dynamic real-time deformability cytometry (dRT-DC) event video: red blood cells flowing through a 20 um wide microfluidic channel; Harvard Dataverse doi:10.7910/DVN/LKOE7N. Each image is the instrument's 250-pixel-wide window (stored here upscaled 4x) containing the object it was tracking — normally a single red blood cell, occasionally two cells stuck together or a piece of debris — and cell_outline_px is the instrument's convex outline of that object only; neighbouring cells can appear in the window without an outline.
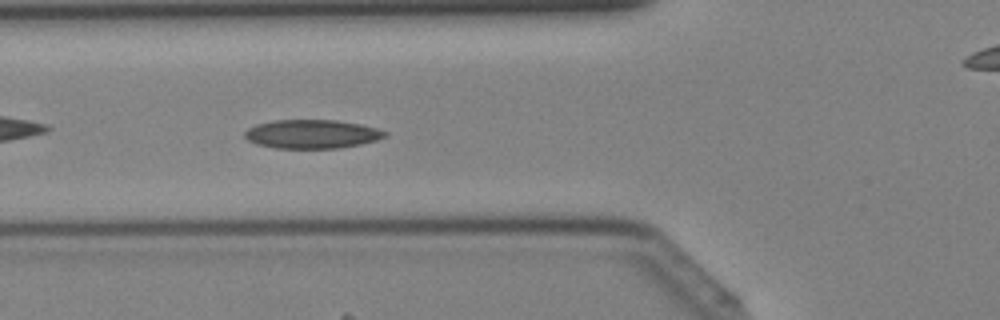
{"species": "Egyptian fruit bat (a non-hibernating species)", "species_latin": "Rousettus aegyptiacus", "temperature_condition": "cold", "stored_images_in_passage": 34, "camera_frame_rate_fps": 3000, "um_per_image_px": 0.085, "animal": {"sex": "female"}, "frame": {"image": 1, "passage_image": 7, "time_ms": 2.0, "image_size_px": [1000, 320], "cell_outline_px": [[388, 136], [376, 140], [360, 144], [340, 148], [276, 148], [256, 144], [248, 140], [244, 136], [244, 132], [248, 128], [256, 124], [272, 120], [336, 120], [360, 124], [376, 128], [388, 132]], "centroid_in_image_um": [26.51, 11.39], "position_along_channel_um": 99.3, "area_um2": 23.58}}
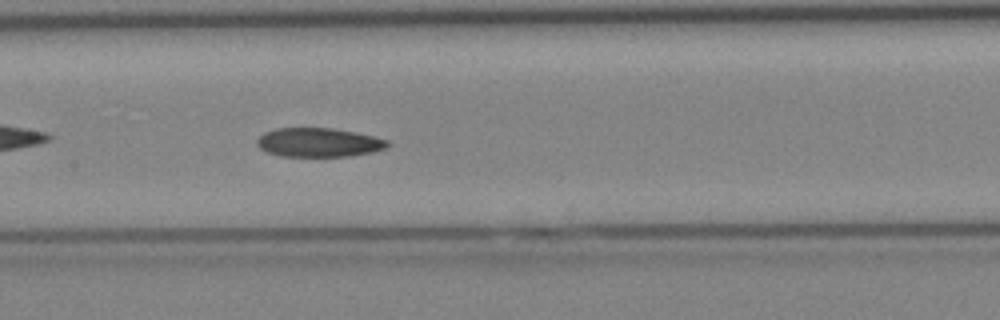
{"frame": {"image": 2, "passage_image": 12, "time_ms": 3.667, "image_size_px": [1000, 320], "cell_outline_px": [[392, 144], [388, 148], [372, 152], [352, 156], [280, 156], [268, 152], [260, 148], [256, 144], [256, 140], [264, 132], [276, 128], [332, 128], [372, 136], [388, 140]], "centroid_in_image_um": [27.1, 12.11], "position_along_channel_um": 180.3, "area_um2": 22.08}}
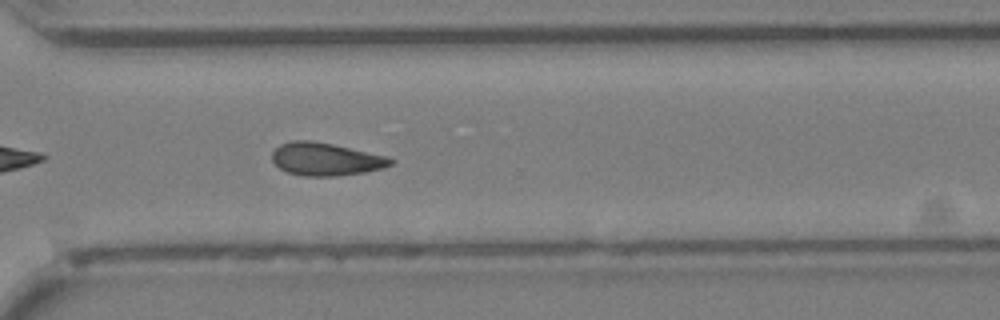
{"frame": {"image": 3, "passage_image": 22, "time_ms": 7.0, "image_size_px": [1000, 320], "cell_outline_px": [[396, 160], [392, 164], [384, 168], [364, 172], [336, 176], [304, 176], [288, 172], [280, 168], [272, 160], [272, 152], [280, 144], [292, 140], [312, 140], [332, 144], [388, 156]], "centroid_in_image_um": [27.71, 13.52], "position_along_channel_um": 342.9, "area_um2": 22.72}}